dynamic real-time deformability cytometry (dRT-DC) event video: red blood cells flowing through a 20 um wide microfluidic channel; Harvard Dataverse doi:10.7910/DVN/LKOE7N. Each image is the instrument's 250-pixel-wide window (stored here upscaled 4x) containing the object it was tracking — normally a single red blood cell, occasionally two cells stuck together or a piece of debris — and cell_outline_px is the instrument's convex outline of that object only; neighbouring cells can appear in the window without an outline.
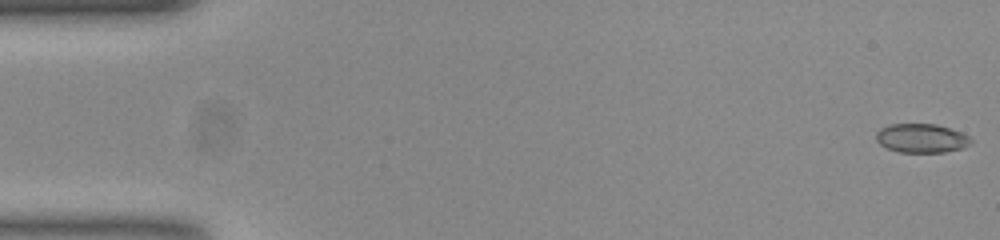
{"species": "common noctule bat (a hibernating species)", "species_latin": "Nyctalus noctula", "temperature_condition": "room temperature", "stored_images_in_passage": 54, "camera_frame_rate_fps": 3000, "um_per_image_px": 0.085, "animal": {"sex": "female", "body_mass_g": 23.0, "forearm_length_mm": 53.4}, "frame": {"image": 1, "passage_image": 1, "time_ms": 0.0, "image_size_px": [1000, 240], "cell_outline_px": [[972, 144], [964, 148], [944, 152], [900, 152], [888, 148], [880, 144], [876, 140], [876, 132], [880, 128], [888, 124], [936, 124], [960, 132], [968, 136], [972, 140]], "centroid_in_image_um": [78.32, 11.75], "position_along_channel_um": 6.7, "area_um2": 16.01}}
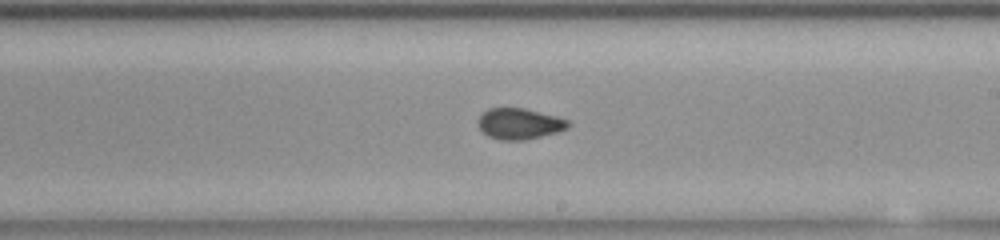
{"frame": {"image": 2, "passage_image": 31, "time_ms": 10.0, "image_size_px": [1000, 240], "cell_outline_px": [[572, 124], [568, 128], [556, 132], [524, 140], [500, 140], [488, 136], [476, 124], [476, 120], [488, 108], [524, 108], [556, 116], [568, 120]], "centroid_in_image_um": [44.13, 10.51], "position_along_channel_um": 244.9, "area_um2": 16.24}}
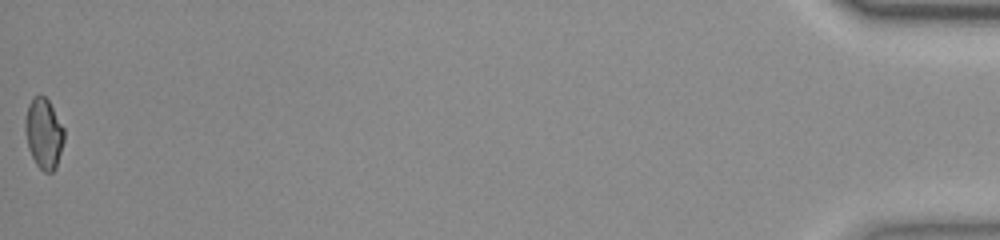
{"frame": {"image": 3, "passage_image": 54, "time_ms": 17.667, "image_size_px": [1000, 240], "cell_outline_px": [[64, 140], [56, 168], [52, 172], [44, 172], [36, 164], [28, 148], [24, 128], [24, 120], [28, 104], [36, 96], [44, 96], [48, 100], [64, 128]], "centroid_in_image_um": [3.71, 11.36], "position_along_channel_um": 431.5, "area_um2": 15.9}, "authors_computed_cell_mechanics": {"area_um2": 16.2418, "velocity_mm_per_s": 3.8013, "shape_relaxation_time_tau1_ms": null, "shape_relaxation_time_tau2_ms": 1.0189, "deformation_change_tau1": null, "deformation_change_tau2": 0.0391}}